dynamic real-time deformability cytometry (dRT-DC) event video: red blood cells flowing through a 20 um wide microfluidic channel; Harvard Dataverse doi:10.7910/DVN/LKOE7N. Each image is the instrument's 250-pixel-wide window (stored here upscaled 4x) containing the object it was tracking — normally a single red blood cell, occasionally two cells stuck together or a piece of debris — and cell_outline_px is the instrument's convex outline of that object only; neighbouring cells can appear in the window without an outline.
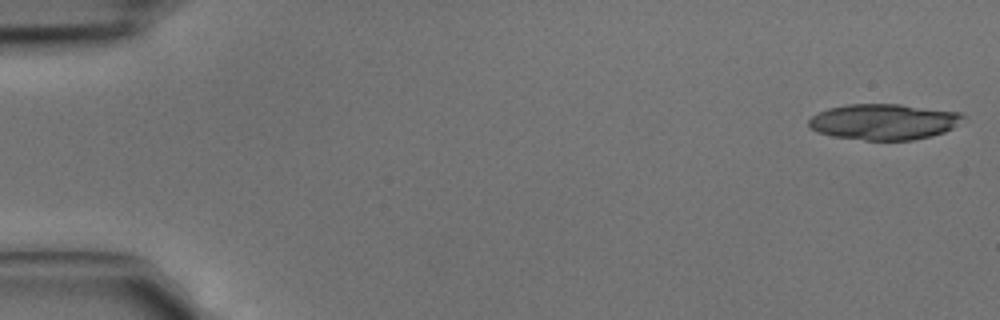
{"species": "common noctule bat (a hibernating species)", "species_latin": "Nyctalus noctula", "temperature_condition": "cold", "stored_images_in_passage": 5, "camera_frame_rate_fps": 3000, "um_per_image_px": 0.085, "animal": {"sex": "male", "body_mass_g": 15.6}, "frame": {"image": 1, "passage_image": 1, "time_ms": 0.0, "image_size_px": [1000, 320], "cell_outline_px": [[968, 116], [952, 128], [944, 132], [932, 136], [912, 140], [864, 140], [832, 136], [816, 132], [808, 124], [808, 120], [812, 116], [828, 108], [848, 104], [900, 104], [960, 112]], "centroid_in_image_um": [75.14, 10.35], "position_along_channel_um": 9.9, "area_um2": 32.37}}
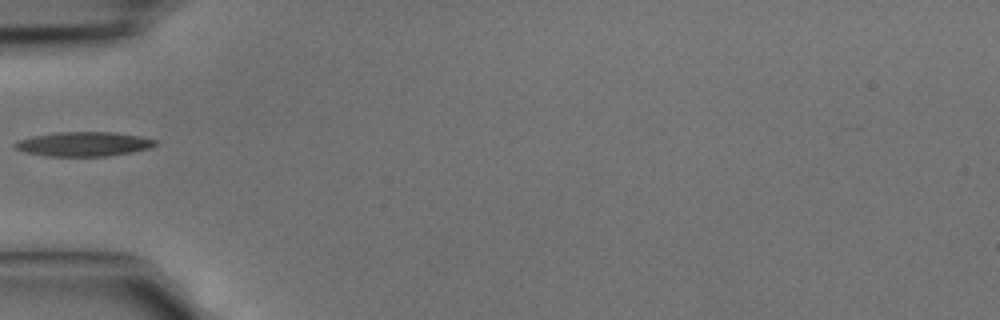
{"frame": {"image": 2, "passage_image": 5, "time_ms": 1.333, "image_size_px": [1000, 320], "cell_outline_px": [[156, 144], [148, 148], [132, 152], [108, 156], [44, 156], [24, 152], [12, 148], [12, 144], [16, 140], [32, 136], [56, 132], [116, 132], [140, 136], [156, 140]], "centroid_in_image_um": [7.03, 12.24], "position_along_channel_um": 78.0, "area_um2": 20.17}}